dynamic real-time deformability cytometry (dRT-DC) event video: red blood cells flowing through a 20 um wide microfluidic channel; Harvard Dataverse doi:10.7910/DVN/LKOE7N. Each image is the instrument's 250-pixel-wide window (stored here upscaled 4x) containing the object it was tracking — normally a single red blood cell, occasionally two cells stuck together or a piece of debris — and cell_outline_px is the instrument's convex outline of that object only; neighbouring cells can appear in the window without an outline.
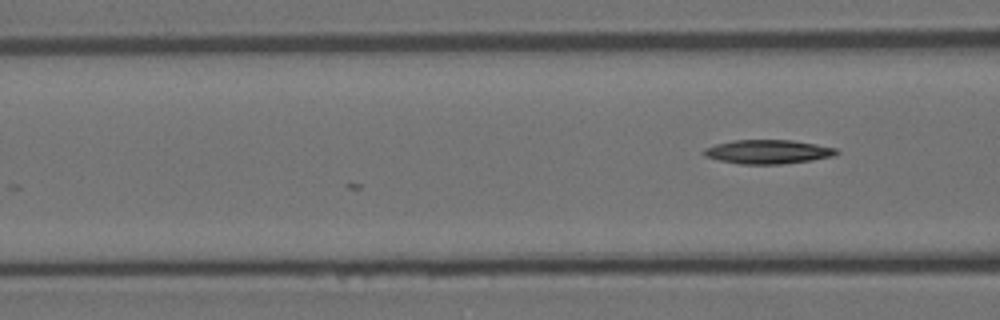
{"species": "Egyptian fruit bat (a non-hibernating species)", "species_latin": "Rousettus aegyptiacus", "temperature_condition": "room temperature", "stored_images_in_passage": 4, "camera_frame_rate_fps": 3000, "um_per_image_px": 0.085, "animal": {"sex": "female"}, "frame": {"image": 1, "passage_image": 4, "time_ms": 1.0, "image_size_px": [1000, 320], "cell_outline_px": [[840, 152], [832, 156], [812, 160], [780, 164], [740, 164], [720, 160], [704, 156], [700, 152], [704, 148], [716, 144], [732, 140], [792, 140], [816, 144], [836, 148]], "centroid_in_image_um": [65.24, 12.9], "position_along_channel_um": 101.4, "area_um2": 18.55}}